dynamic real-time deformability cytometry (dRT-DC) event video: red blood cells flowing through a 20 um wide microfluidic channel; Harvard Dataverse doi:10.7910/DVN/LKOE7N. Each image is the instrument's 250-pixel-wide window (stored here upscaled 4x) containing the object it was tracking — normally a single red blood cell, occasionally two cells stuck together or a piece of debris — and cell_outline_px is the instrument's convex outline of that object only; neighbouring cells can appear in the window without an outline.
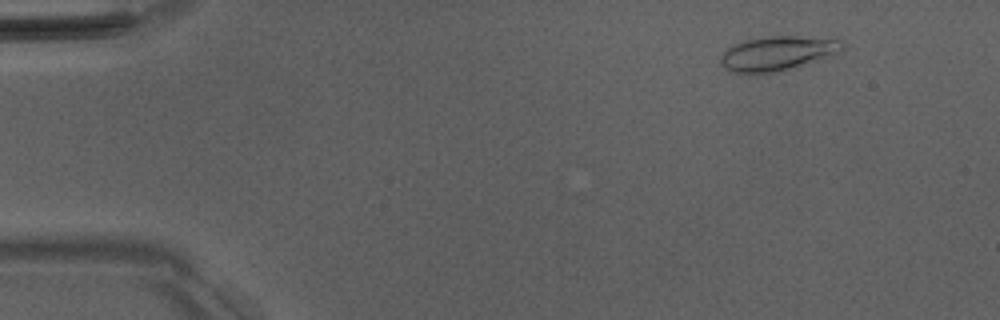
{"species": "Egyptian fruit bat (a non-hibernating species)", "species_latin": "Rousettus aegyptiacus", "temperature_condition": "room temperature", "stored_images_in_passage": 36, "camera_frame_rate_fps": 3000, "um_per_image_px": 0.085, "animal": {"sex": "male"}, "frame": {"image": 1, "passage_image": 1, "time_ms": 0.0, "image_size_px": [1000, 320], "cell_outline_px": [[844, 48], [776, 72], [732, 72], [724, 68], [720, 64], [720, 56], [728, 48], [736, 44], [748, 40], [764, 36], [796, 36], [840, 40], [844, 44]], "centroid_in_image_um": [65.94, 4.51], "position_along_channel_um": 19.1, "area_um2": 23.0}}
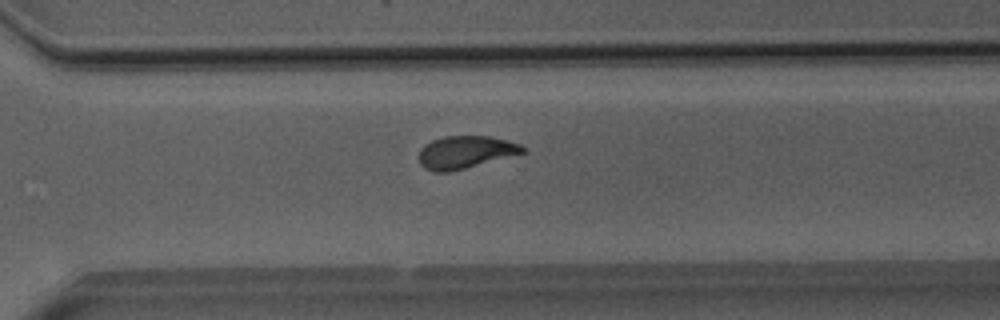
{"frame": {"image": 2, "passage_image": 32, "time_ms": 10.333, "image_size_px": [1000, 320], "cell_outline_px": [[528, 152], [448, 172], [432, 172], [424, 168], [420, 164], [420, 148], [424, 144], [432, 140], [444, 136], [492, 136], [520, 144], [528, 148]], "centroid_in_image_um": [39.59, 12.93], "position_along_channel_um": 331.0, "area_um2": 19.83}}
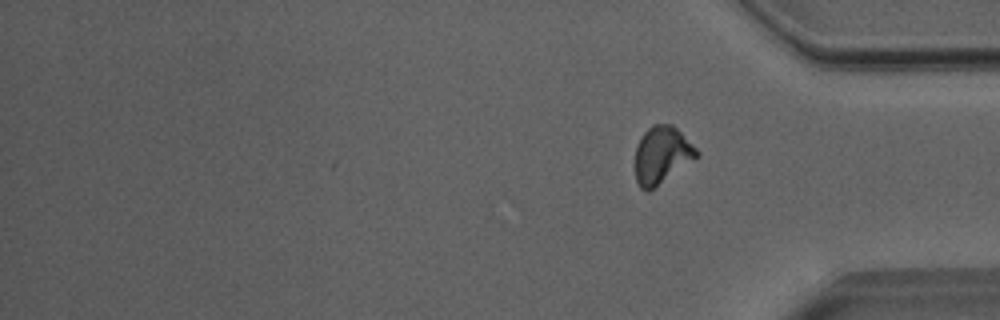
{"frame": {"image": 3, "passage_image": 36, "time_ms": 11.667, "image_size_px": [1000, 320], "cell_outline_px": [[700, 156], [648, 192], [644, 192], [640, 188], [636, 180], [636, 148], [644, 132], [652, 124], [672, 124], [700, 152]], "centroid_in_image_um": [56.27, 13.19], "position_along_channel_um": 378.9, "area_um2": 20.4}, "authors_computed_cell_mechanics": {"area_um2": 20.2589, "velocity_mm_per_s": 4.0191, "shape_relaxation_time_tau1_ms": 3.7707, "shape_relaxation_time_tau2_ms": 1.8903, "deformation_change_tau1": 0.1691, "deformation_change_tau2": 0.0777}}